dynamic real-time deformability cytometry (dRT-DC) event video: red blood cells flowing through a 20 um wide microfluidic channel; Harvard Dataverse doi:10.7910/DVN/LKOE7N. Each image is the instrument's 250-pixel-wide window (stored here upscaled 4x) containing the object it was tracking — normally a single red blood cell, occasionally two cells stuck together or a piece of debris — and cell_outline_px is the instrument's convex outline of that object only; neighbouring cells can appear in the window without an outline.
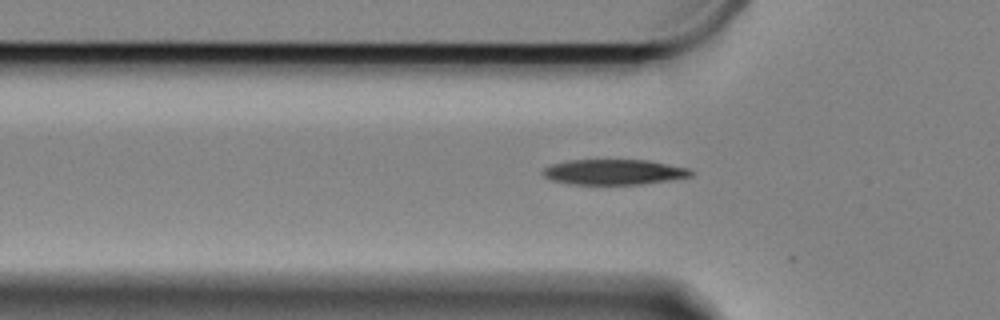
{"species": "Egyptian fruit bat (a non-hibernating species)", "species_latin": "Rousettus aegyptiacus", "temperature_condition": "cold", "stored_images_in_passage": 3, "camera_frame_rate_fps": 3000, "um_per_image_px": 0.085, "animal": {"sex": "female"}, "frame": {"image": 1, "passage_image": 2, "time_ms": 0.333, "image_size_px": [1000, 320], "cell_outline_px": [[692, 176], [668, 180], [640, 184], [568, 184], [552, 180], [544, 176], [540, 172], [544, 168], [552, 164], [564, 160], [648, 160], [688, 168], [692, 172]], "centroid_in_image_um": [52.13, 14.61], "position_along_channel_um": 73.7, "area_um2": 21.79}}